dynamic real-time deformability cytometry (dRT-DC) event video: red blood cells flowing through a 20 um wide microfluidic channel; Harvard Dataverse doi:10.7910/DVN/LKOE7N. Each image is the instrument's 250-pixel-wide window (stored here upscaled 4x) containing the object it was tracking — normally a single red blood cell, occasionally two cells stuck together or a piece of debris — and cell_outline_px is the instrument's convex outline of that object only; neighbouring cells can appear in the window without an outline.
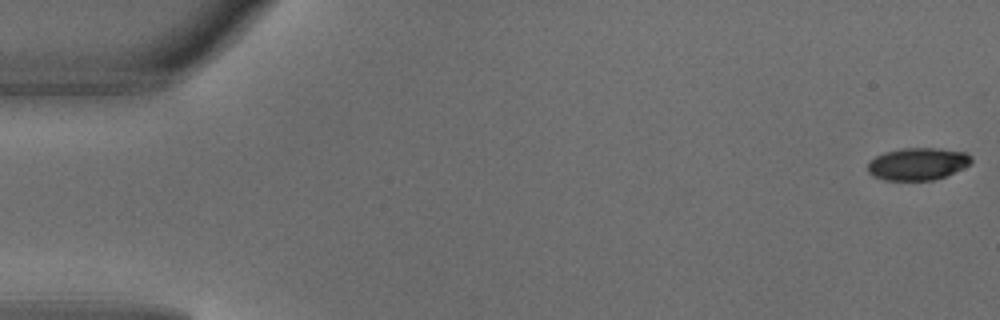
{"species": "common noctule bat (a hibernating species)", "species_latin": "Nyctalus noctula", "temperature_condition": "warm", "stored_images_in_passage": 4, "camera_frame_rate_fps": 3000, "um_per_image_px": 0.085, "animal": {"sex": "male", "body_mass_g": 18.8}, "frame": {"image": 1, "passage_image": 1, "time_ms": 0.0, "image_size_px": [1000, 320], "cell_outline_px": [[972, 164], [944, 176], [932, 180], [884, 180], [872, 176], [868, 172], [868, 160], [884, 152], [904, 148], [940, 148], [968, 152], [972, 156]], "centroid_in_image_um": [78.01, 13.92], "position_along_channel_um": 7.0, "area_um2": 19.71}}